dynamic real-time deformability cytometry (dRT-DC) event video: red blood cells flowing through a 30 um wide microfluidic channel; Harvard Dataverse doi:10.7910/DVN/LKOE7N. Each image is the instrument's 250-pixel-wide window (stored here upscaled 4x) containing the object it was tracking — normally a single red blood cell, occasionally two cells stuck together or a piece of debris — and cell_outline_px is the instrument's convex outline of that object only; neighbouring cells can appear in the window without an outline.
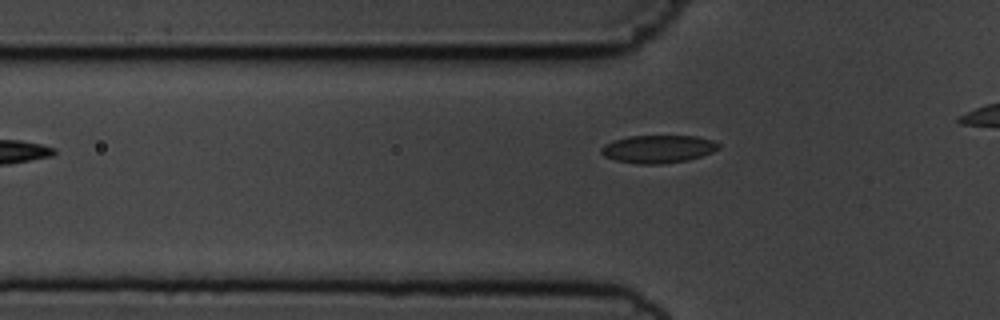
{"species": "common noctule bat (a hibernating species)", "species_latin": "Nyctalus noctula", "temperature_condition": "cold", "stored_images_in_passage": 20, "camera_frame_rate_fps": 3000, "um_per_image_px": 0.085, "animal": {"sex": "male", "body_mass_g": 19.5, "forearm_length_mm": 54.6}, "frame": {"image": 1, "passage_image": 3, "time_ms": 0.667, "image_size_px": [1000, 320], "cell_outline_px": [[720, 148], [712, 152], [688, 160], [664, 164], [636, 164], [616, 160], [604, 156], [600, 152], [600, 148], [604, 144], [612, 140], [628, 136], [696, 136], [712, 140], [720, 144]], "centroid_in_image_um": [55.91, 12.66], "position_along_channel_um": 69.9, "area_um2": 19.19}}
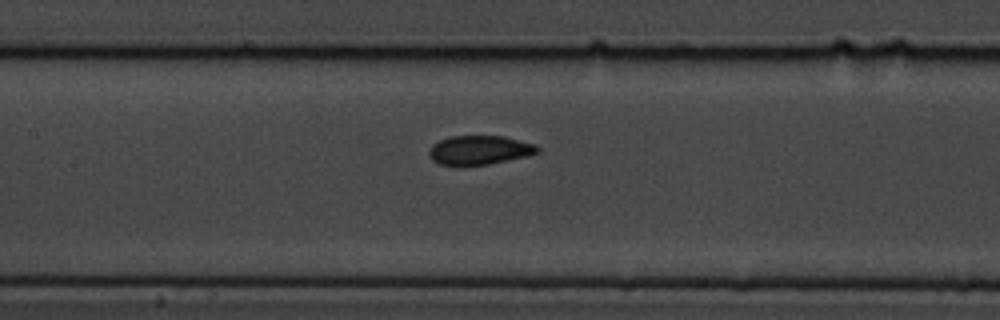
{"frame": {"image": 2, "passage_image": 11, "time_ms": 3.333, "image_size_px": [1000, 320], "cell_outline_px": [[540, 152], [524, 156], [488, 164], [440, 164], [432, 160], [428, 152], [432, 144], [440, 140], [452, 136], [504, 136], [536, 144], [540, 148]], "centroid_in_image_um": [40.77, 12.73], "position_along_channel_um": 166.6, "area_um2": 18.03}}
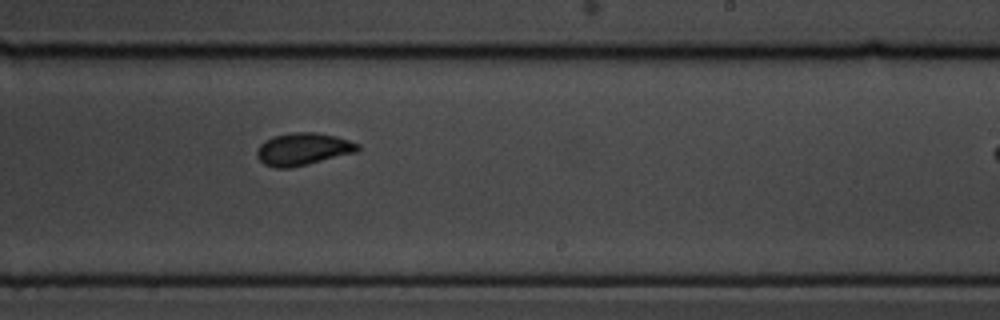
{"frame": {"image": 3, "passage_image": 19, "time_ms": 6.0, "image_size_px": [1000, 320], "cell_outline_px": [[360, 148], [356, 152], [308, 164], [288, 168], [276, 168], [264, 164], [256, 156], [256, 152], [260, 144], [264, 140], [272, 136], [292, 132], [316, 132], [336, 136], [360, 144]], "centroid_in_image_um": [25.73, 12.66], "position_along_channel_um": 263.3, "area_um2": 19.07}}